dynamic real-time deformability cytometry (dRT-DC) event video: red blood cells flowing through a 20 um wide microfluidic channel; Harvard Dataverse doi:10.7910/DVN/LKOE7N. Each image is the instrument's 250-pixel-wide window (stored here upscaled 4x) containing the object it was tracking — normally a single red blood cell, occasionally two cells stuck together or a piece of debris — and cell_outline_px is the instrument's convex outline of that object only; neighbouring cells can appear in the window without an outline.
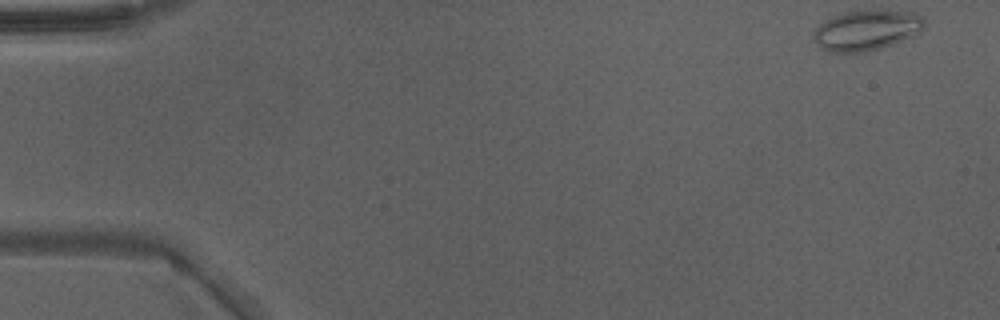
{"species": "Egyptian fruit bat (a non-hibernating species)", "species_latin": "Rousettus aegyptiacus", "temperature_condition": "warm", "stored_images_in_passage": 47, "camera_frame_rate_fps": 3000, "um_per_image_px": 0.085, "animal": {"sex": "male"}, "frame": {"image": 1, "passage_image": 1, "time_ms": 0.0, "image_size_px": [1000, 320], "cell_outline_px": [[924, 28], [912, 36], [892, 44], [880, 48], [864, 52], [828, 52], [820, 48], [812, 40], [812, 32], [824, 20], [832, 16], [844, 12], [912, 12], [920, 16], [924, 20]], "centroid_in_image_um": [73.57, 2.61], "position_along_channel_um": 11.4, "area_um2": 25.55}}
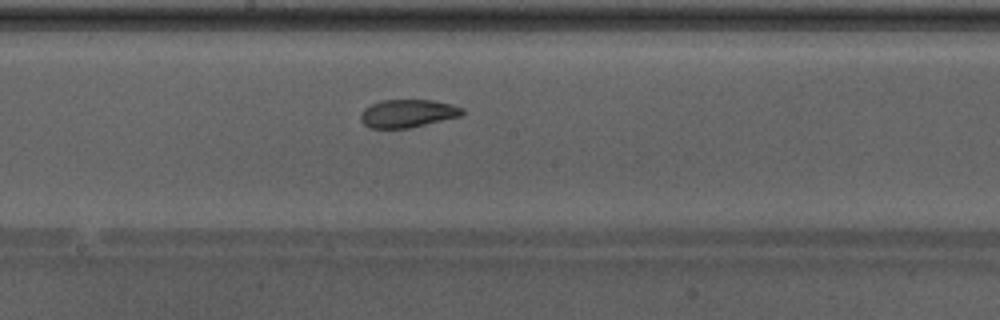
{"frame": {"image": 2, "passage_image": 25, "time_ms": 8.0, "image_size_px": [1000, 320], "cell_outline_px": [[464, 112], [460, 116], [408, 128], [368, 128], [360, 120], [360, 112], [364, 108], [380, 100], [432, 100], [452, 104], [464, 108]], "centroid_in_image_um": [34.62, 9.63], "position_along_channel_um": 213.6, "area_um2": 16.59}}
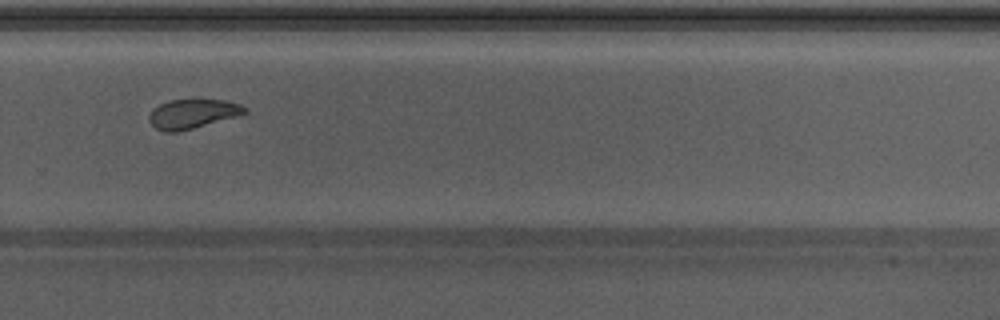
{"frame": {"image": 3, "passage_image": 32, "time_ms": 10.333, "image_size_px": [1000, 320], "cell_outline_px": [[248, 112], [192, 128], [176, 132], [164, 132], [156, 128], [148, 120], [148, 116], [152, 108], [168, 100], [224, 100], [240, 104], [248, 108]], "centroid_in_image_um": [16.32, 9.66], "position_along_channel_um": 313.5, "area_um2": 16.07}, "authors_computed_cell_mechanics": {"area_um2": 17.8024, "velocity_mm_per_s": 4.294, "shape_relaxation_time_tau1_ms": 4.2492, "shape_relaxation_time_tau2_ms": 1.5521, "deformation_change_tau1": 0.1248, "deformation_change_tau2": 0.0784}}